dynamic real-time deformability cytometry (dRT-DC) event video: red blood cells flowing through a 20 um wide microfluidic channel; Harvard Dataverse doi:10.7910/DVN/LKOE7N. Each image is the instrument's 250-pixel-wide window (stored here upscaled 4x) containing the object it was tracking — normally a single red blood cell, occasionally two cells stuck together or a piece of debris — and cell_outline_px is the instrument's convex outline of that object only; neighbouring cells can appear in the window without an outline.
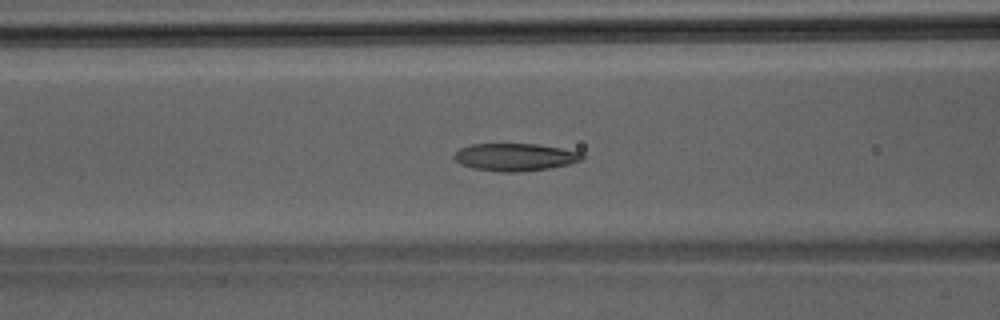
{"species": "Egyptian fruit bat (a non-hibernating species)", "species_latin": "Rousettus aegyptiacus", "temperature_condition": "room temperature", "stored_images_in_passage": 45, "camera_frame_rate_fps": 3000, "um_per_image_px": 0.085, "animal": {"sex": "male"}, "frame": {"image": 1, "passage_image": 17, "time_ms": 5.333, "image_size_px": [1000, 320], "cell_outline_px": [[584, 160], [568, 164], [548, 168], [520, 172], [500, 172], [472, 168], [460, 164], [452, 156], [460, 148], [472, 144], [540, 144], [584, 152]], "centroid_in_image_um": [43.81, 13.35], "position_along_channel_um": 122.8, "area_um2": 20.75}}
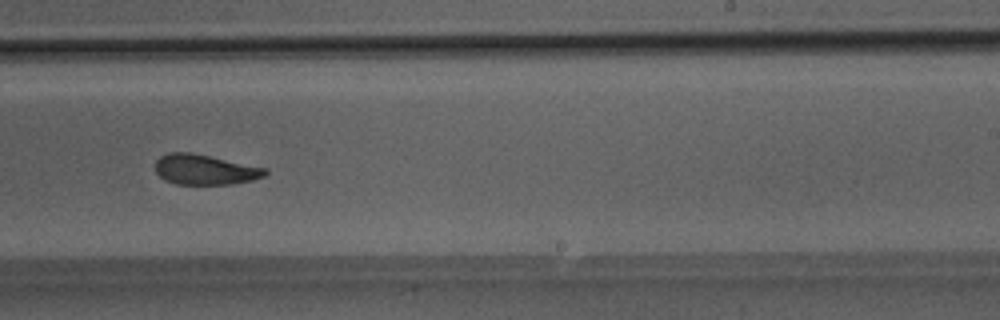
{"frame": {"image": 2, "passage_image": 27, "time_ms": 8.667, "image_size_px": [1000, 320], "cell_outline_px": [[268, 172], [264, 176], [252, 180], [232, 184], [176, 184], [164, 180], [156, 172], [156, 160], [160, 156], [168, 152], [192, 152], [268, 168]], "centroid_in_image_um": [17.42, 14.41], "position_along_channel_um": 271.6, "area_um2": 19.48}}
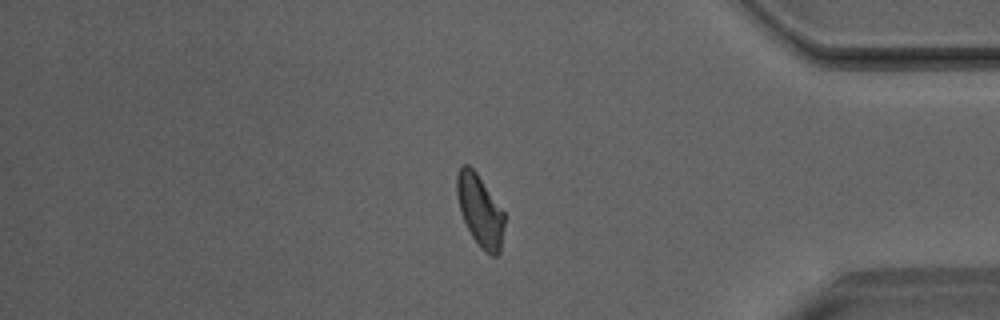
{"frame": {"image": 3, "passage_image": 37, "time_ms": 12.0, "image_size_px": [1000, 320], "cell_outline_px": [[504, 224], [500, 252], [496, 256], [492, 256], [484, 252], [480, 248], [472, 236], [460, 212], [456, 196], [456, 176], [460, 168], [464, 164], [468, 164], [476, 172], [504, 212]], "centroid_in_image_um": [40.78, 17.91], "position_along_channel_um": 394.4, "area_um2": 19.77}}